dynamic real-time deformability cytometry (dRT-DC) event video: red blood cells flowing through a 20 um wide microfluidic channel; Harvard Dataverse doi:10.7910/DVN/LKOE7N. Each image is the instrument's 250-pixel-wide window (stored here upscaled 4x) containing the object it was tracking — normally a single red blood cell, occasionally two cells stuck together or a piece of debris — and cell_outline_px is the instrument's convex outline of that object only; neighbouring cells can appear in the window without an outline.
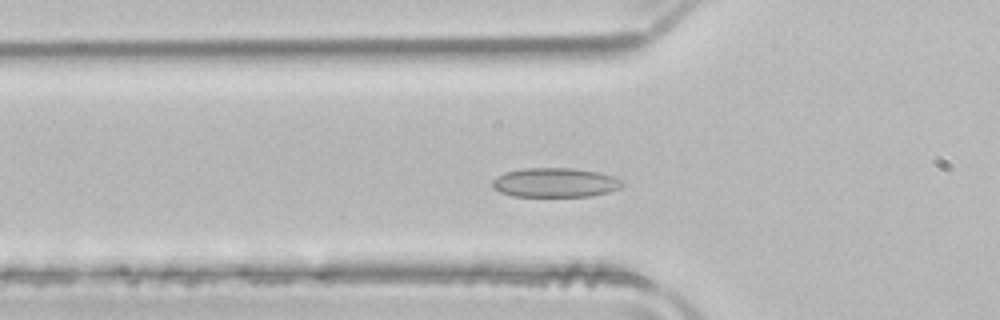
{"species": "common noctule bat (a hibernating species)", "species_latin": "Nyctalus noctula", "temperature_condition": "room temperature", "stored_images_in_passage": 47, "camera_frame_rate_fps": 3000, "um_per_image_px": 0.085, "animal": {"sex": "male", "body_mass_g": 21.5, "forearm_length_mm": 52.0}, "frame": {"image": 1, "passage_image": 13, "time_ms": 4.0, "image_size_px": [1000, 320], "cell_outline_px": [[624, 184], [620, 188], [608, 192], [588, 196], [512, 196], [500, 192], [492, 188], [492, 180], [496, 176], [504, 172], [524, 168], [572, 168], [600, 172], [624, 180]], "centroid_in_image_um": [47.17, 15.51], "position_along_channel_um": 78.6, "area_um2": 22.37}}
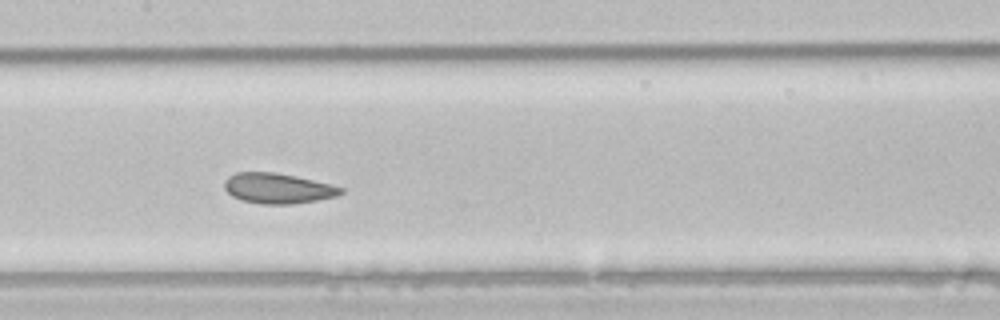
{"frame": {"image": 2, "passage_image": 21, "time_ms": 6.667, "image_size_px": [1000, 320], "cell_outline_px": [[344, 192], [336, 196], [316, 200], [292, 204], [264, 204], [240, 200], [232, 196], [224, 188], [224, 180], [228, 176], [236, 172], [276, 172], [296, 176], [344, 188]], "centroid_in_image_um": [23.57, 16.0], "position_along_channel_um": 183.8, "area_um2": 20.52}}
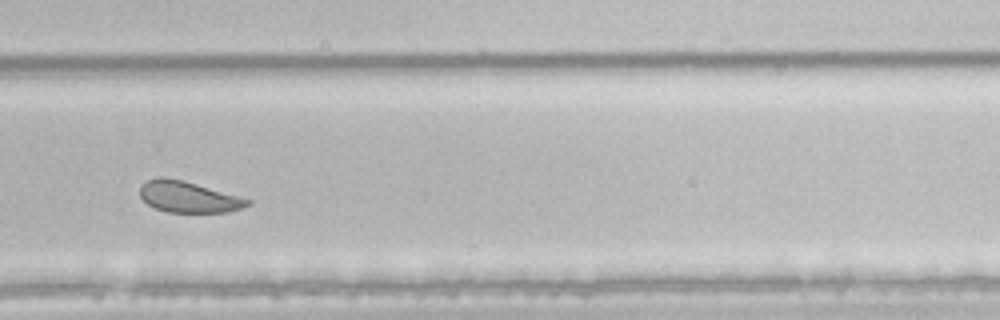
{"frame": {"image": 3, "passage_image": 31, "time_ms": 10.0, "image_size_px": [1000, 320], "cell_outline_px": [[252, 204], [244, 208], [228, 212], [168, 212], [156, 208], [148, 204], [140, 196], [140, 184], [148, 180], [160, 176], [180, 180], [196, 184], [252, 200]], "centroid_in_image_um": [16.03, 16.75], "position_along_channel_um": 313.8, "area_um2": 19.36}, "authors_computed_cell_mechanics": {"area_um2": 22.6576, "velocity_mm_per_s": 3.9257, "shape_relaxation_time_tau1_ms": 4.7019, "shape_relaxation_time_tau2_ms": 1.7617, "deformation_change_tau1": 0.0913, "deformation_change_tau2": 0.0703}}